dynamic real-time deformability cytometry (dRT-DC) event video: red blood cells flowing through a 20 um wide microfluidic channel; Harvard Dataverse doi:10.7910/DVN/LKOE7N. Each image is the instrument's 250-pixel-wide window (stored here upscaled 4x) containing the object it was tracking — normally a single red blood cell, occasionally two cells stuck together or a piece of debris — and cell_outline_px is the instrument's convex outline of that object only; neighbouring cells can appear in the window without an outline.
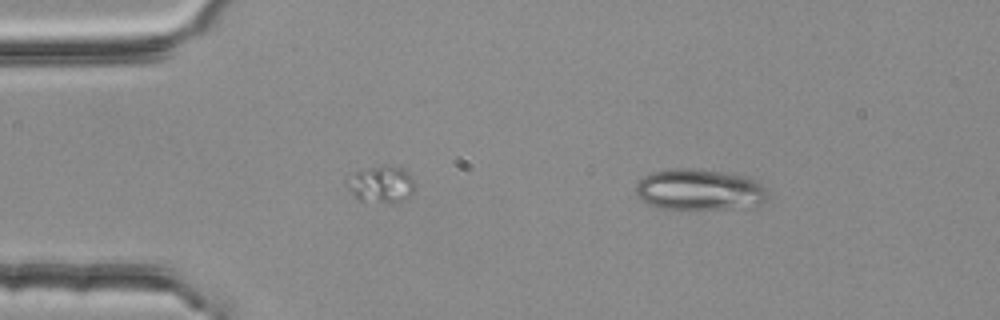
{"species": "common noctule bat (a hibernating species)", "species_latin": "Nyctalus noctula", "temperature_condition": "room temperature", "stored_images_in_passage": 4, "segment_of_instrument_passage": [2, 2], "camera_frame_rate_fps": 3000, "um_per_image_px": 0.085, "animal": {"sex": "female", "body_mass_g": 25.1}, "frame": {"image": 1, "passage_image": 4, "time_ms": 1.0, "image_size_px": [1000, 320], "cell_outline_px": [[768, 200], [756, 208], [660, 208], [648, 204], [640, 200], [636, 196], [636, 184], [644, 176], [652, 172], [672, 168], [692, 168], [748, 176], [760, 180], [764, 184], [768, 192]], "centroid_in_image_um": [59.54, 16.12], "position_along_channel_um": 25.5, "area_um2": 32.19}}